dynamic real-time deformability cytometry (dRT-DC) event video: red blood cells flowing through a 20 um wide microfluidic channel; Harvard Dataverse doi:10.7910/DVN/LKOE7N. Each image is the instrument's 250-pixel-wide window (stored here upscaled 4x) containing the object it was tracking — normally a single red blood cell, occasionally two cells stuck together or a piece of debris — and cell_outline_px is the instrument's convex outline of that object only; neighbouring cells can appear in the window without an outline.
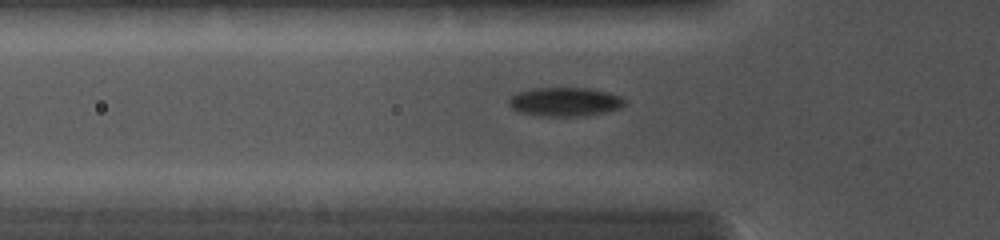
{"species": "common noctule bat (a hibernating species)", "species_latin": "Nyctalus noctula", "temperature_condition": "cold", "stored_images_in_passage": 11, "camera_frame_rate_fps": 5000, "um_per_image_px": 0.085, "animal": {"sex": "female", "body_mass_g": 19.0, "forearm_length_mm": 56.7}, "frame": {"image": 1, "passage_image": 7, "time_ms": 3.0, "image_size_px": [1000, 240], "cell_outline_px": [[628, 104], [620, 108], [588, 116], [540, 116], [520, 112], [512, 108], [508, 104], [508, 100], [516, 92], [532, 88], [588, 88], [608, 92], [620, 96]], "centroid_in_image_um": [48.02, 8.65], "position_along_channel_um": 77.8, "area_um2": 19.65}}
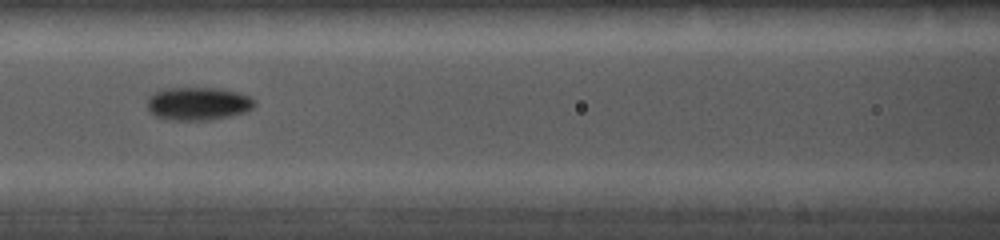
{"frame": {"image": 2, "passage_image": 10, "time_ms": 4.6, "image_size_px": [1000, 240], "cell_outline_px": [[256, 104], [252, 108], [244, 112], [228, 116], [208, 120], [168, 120], [156, 116], [148, 112], [148, 96], [160, 88], [220, 88], [236, 92], [248, 96], [256, 100]], "centroid_in_image_um": [16.79, 8.8], "position_along_channel_um": 149.8, "area_um2": 20.81}}